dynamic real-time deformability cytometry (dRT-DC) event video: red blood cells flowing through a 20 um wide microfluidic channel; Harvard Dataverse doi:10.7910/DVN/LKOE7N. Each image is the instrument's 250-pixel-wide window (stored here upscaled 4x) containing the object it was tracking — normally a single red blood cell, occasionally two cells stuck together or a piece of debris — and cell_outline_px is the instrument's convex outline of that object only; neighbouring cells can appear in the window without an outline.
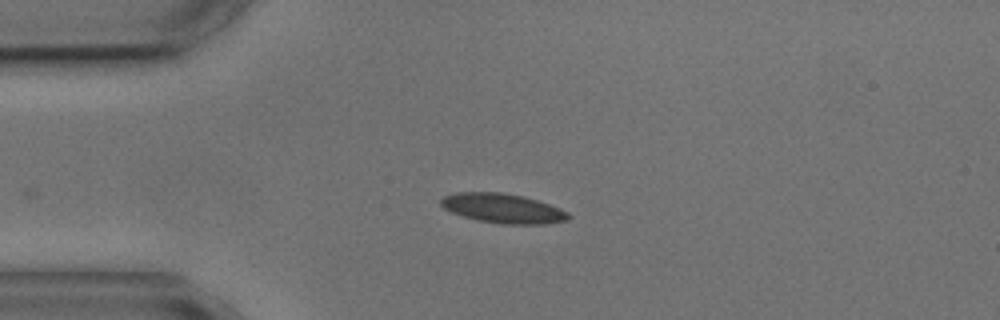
{"species": "common noctule bat (a hibernating species)", "species_latin": "Nyctalus noctula", "temperature_condition": "cold", "stored_images_in_passage": 2, "camera_frame_rate_fps": 3000, "um_per_image_px": 0.085, "animal": {"sex": "male", "body_mass_g": 17.9, "forearm_length_mm": 54.2}, "frame": {"image": 1, "passage_image": 1, "time_ms": 0.0, "image_size_px": [1000, 320], "cell_outline_px": [[572, 216], [568, 220], [544, 224], [504, 224], [480, 220], [464, 216], [452, 212], [444, 208], [440, 204], [440, 200], [444, 196], [456, 192], [504, 192], [524, 196], [560, 208], [568, 212]], "centroid_in_image_um": [42.76, 17.7], "position_along_channel_um": 42.2, "area_um2": 21.85}}